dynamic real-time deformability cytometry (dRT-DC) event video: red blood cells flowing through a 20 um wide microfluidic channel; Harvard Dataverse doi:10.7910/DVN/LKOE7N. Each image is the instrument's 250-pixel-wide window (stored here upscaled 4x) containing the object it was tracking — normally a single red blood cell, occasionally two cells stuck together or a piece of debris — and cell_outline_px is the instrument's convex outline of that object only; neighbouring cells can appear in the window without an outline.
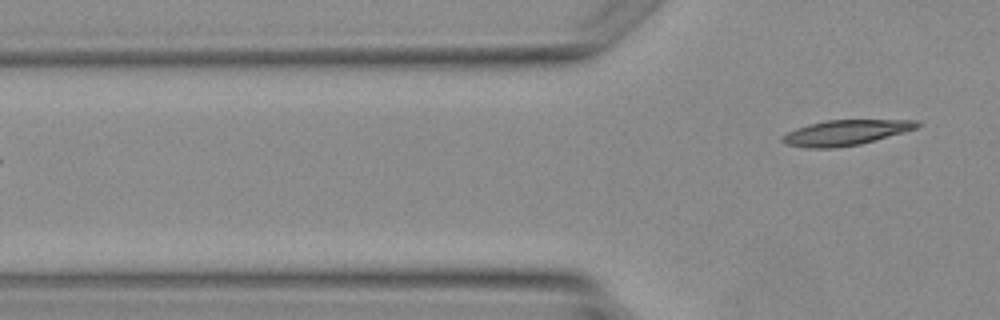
{"species": "Egyptian fruit bat (a non-hibernating species)", "species_latin": "Rousettus aegyptiacus", "temperature_condition": "warm", "stored_images_in_passage": 2, "camera_frame_rate_fps": 3000, "um_per_image_px": 0.085, "animal": {"sex": "female"}, "frame": {"image": 1, "passage_image": 2, "time_ms": 1.333, "image_size_px": [1000, 320], "cell_outline_px": [[920, 124], [916, 128], [860, 144], [832, 148], [804, 148], [784, 144], [780, 140], [780, 136], [796, 128], [808, 124], [824, 120], [916, 120]], "centroid_in_image_um": [71.77, 11.27], "position_along_channel_um": 54.0, "area_um2": 19.77}}